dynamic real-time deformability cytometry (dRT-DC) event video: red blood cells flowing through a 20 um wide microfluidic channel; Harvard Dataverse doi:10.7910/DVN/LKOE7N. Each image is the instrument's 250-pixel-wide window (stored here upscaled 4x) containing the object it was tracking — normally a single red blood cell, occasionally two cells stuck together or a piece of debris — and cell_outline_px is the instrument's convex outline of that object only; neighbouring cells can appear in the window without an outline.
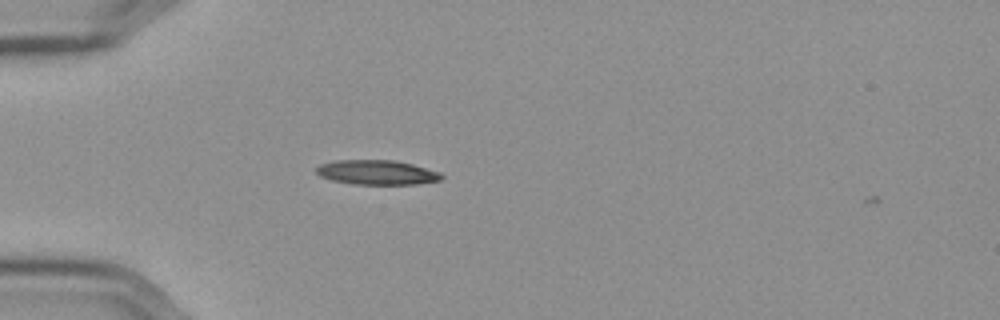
{"species": "Egyptian fruit bat (a non-hibernating species)", "species_latin": "Rousettus aegyptiacus", "temperature_condition": "cold", "stored_images_in_passage": 3, "camera_frame_rate_fps": 3000, "um_per_image_px": 0.085, "frame": {"image": 1, "passage_image": 1, "time_ms": 0.0, "image_size_px": [1000, 320], "cell_outline_px": [[444, 176], [440, 180], [416, 184], [352, 184], [332, 180], [320, 176], [316, 172], [316, 168], [320, 164], [336, 160], [396, 160], [412, 164], [440, 172]], "centroid_in_image_um": [32.03, 14.65], "position_along_channel_um": 53.0, "area_um2": 17.92}}